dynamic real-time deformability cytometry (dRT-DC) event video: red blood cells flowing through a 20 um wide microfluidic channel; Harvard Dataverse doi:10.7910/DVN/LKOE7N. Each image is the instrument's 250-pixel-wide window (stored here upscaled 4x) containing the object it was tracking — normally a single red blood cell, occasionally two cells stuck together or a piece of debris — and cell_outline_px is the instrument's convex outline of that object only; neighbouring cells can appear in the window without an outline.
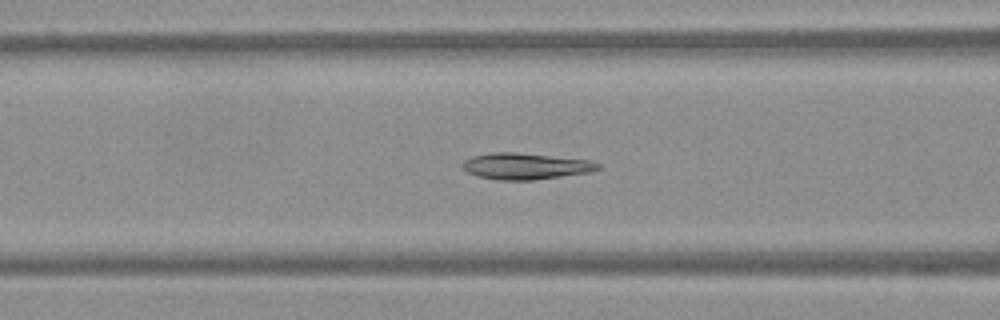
{"species": "Egyptian fruit bat (a non-hibernating species)", "species_latin": "Rousettus aegyptiacus", "temperature_condition": "warm", "stored_images_in_passage": 55, "camera_frame_rate_fps": 3000, "um_per_image_px": 0.085, "frame": {"image": 1, "passage_image": 22, "time_ms": 7.0, "image_size_px": [1000, 320], "cell_outline_px": [[600, 168], [592, 172], [532, 180], [496, 180], [480, 176], [468, 172], [460, 164], [464, 160], [472, 156], [492, 152], [516, 152], [592, 160], [600, 164]], "centroid_in_image_um": [44.69, 14.12], "position_along_channel_um": 121.9, "area_um2": 20.87}}
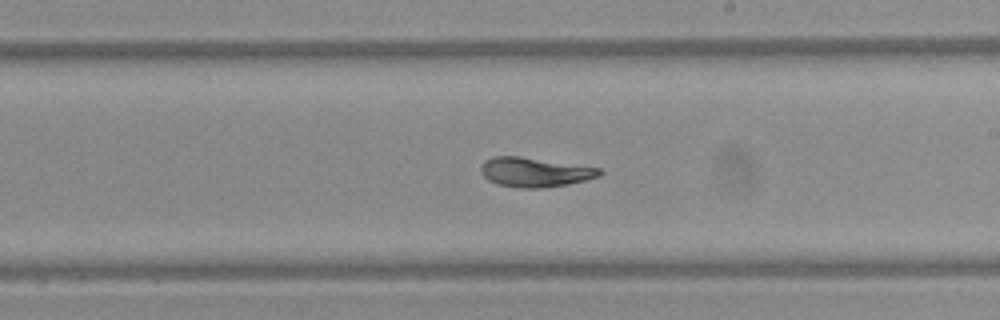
{"frame": {"image": 2, "passage_image": 32, "time_ms": 10.333, "image_size_px": [1000, 320], "cell_outline_px": [[604, 172], [600, 176], [568, 184], [540, 188], [520, 188], [496, 184], [488, 180], [480, 172], [480, 168], [484, 160], [496, 156], [520, 156], [600, 168]], "centroid_in_image_um": [45.43, 14.63], "position_along_channel_um": 243.6, "area_um2": 20.35}}
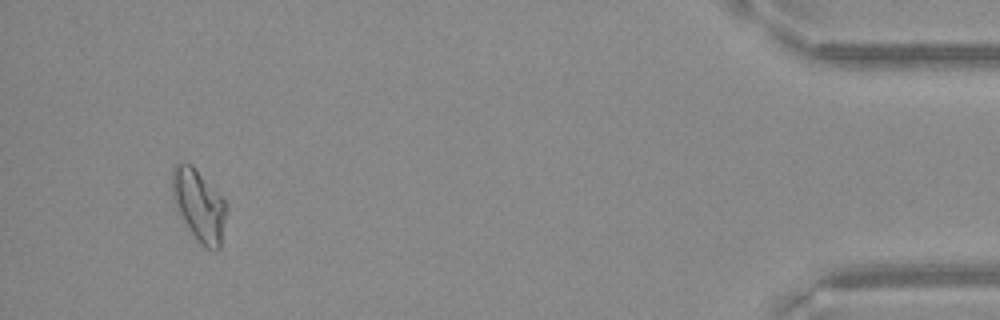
{"frame": {"image": 3, "passage_image": 52, "time_ms": 17.0, "image_size_px": [1000, 320], "cell_outline_px": [[228, 212], [220, 248], [208, 248], [200, 244], [196, 240], [188, 228], [176, 208], [172, 200], [172, 168], [176, 164], [192, 164], [224, 196], [228, 208]], "centroid_in_image_um": [16.95, 17.43], "position_along_channel_um": 418.3, "area_um2": 23.12}}